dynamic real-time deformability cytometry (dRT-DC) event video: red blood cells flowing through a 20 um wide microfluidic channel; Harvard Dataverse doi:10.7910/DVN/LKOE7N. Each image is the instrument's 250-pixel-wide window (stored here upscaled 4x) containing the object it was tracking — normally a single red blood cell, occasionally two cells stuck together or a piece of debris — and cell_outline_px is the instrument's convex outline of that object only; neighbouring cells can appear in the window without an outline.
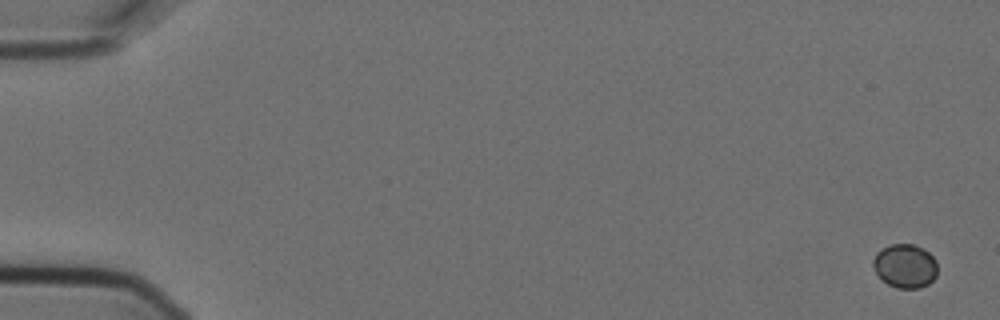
{"species": "Egyptian fruit bat (a non-hibernating species)", "species_latin": "Rousettus aegyptiacus", "temperature_condition": "cold", "stored_images_in_passage": 6, "camera_frame_rate_fps": 3000, "um_per_image_px": 0.085, "animal": {"sex": "female"}, "frame": {"image": 1, "passage_image": 1, "time_ms": 0.0, "image_size_px": [1000, 320], "cell_outline_px": [[936, 276], [928, 284], [920, 288], [896, 288], [880, 280], [872, 264], [872, 260], [876, 252], [892, 244], [912, 244], [924, 248], [936, 260]], "centroid_in_image_um": [76.91, 22.61], "position_along_channel_um": 8.1, "area_um2": 16.53}}